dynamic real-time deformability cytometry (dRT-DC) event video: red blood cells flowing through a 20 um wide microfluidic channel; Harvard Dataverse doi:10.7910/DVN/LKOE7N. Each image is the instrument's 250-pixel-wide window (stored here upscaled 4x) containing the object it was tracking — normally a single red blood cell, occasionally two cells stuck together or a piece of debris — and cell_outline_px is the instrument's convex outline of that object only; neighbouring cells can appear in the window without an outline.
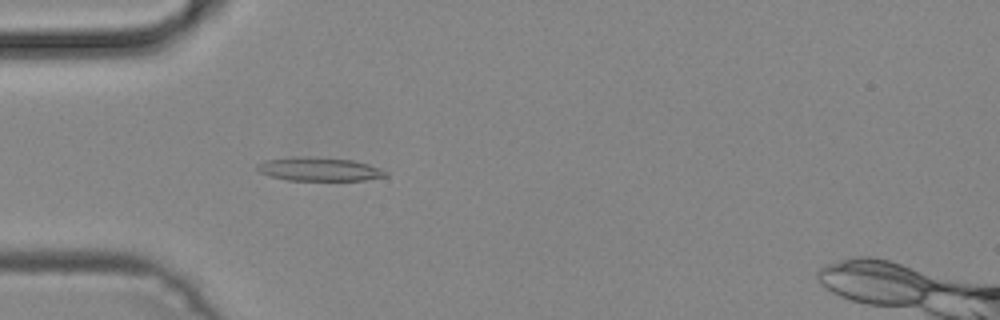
{"species": "common noctule bat (a hibernating species)", "species_latin": "Nyctalus noctula", "temperature_condition": "cold", "stored_images_in_passage": 48, "camera_frame_rate_fps": 3000, "um_per_image_px": 0.085, "animal": {"sex": "male", "body_mass_g": 19.2, "forearm_length_mm": 51.8}, "frame": {"image": 1, "passage_image": 14, "time_ms": 4.333, "image_size_px": [1000, 320], "cell_outline_px": [[388, 176], [364, 180], [288, 180], [268, 176], [260, 172], [256, 168], [256, 164], [264, 160], [300, 156], [352, 160], [368, 164], [380, 168], [388, 172]], "centroid_in_image_um": [27.11, 14.38], "position_along_channel_um": 57.9, "area_um2": 17.63}}
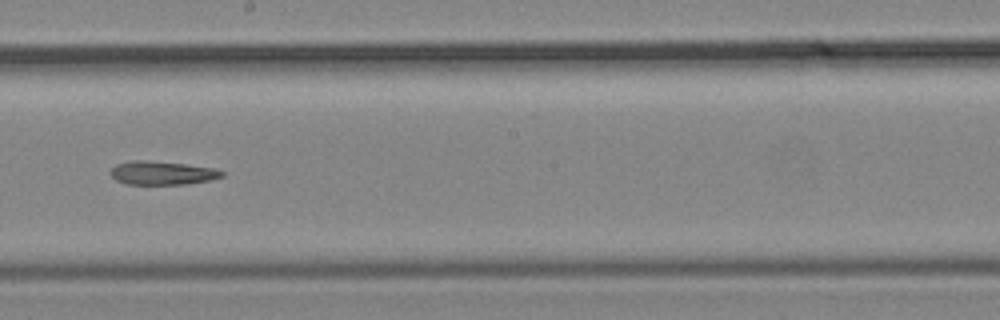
{"frame": {"image": 2, "passage_image": 27, "time_ms": 8.667, "image_size_px": [1000, 320], "cell_outline_px": [[224, 176], [212, 180], [184, 184], [128, 184], [116, 180], [108, 172], [116, 164], [132, 160], [144, 160], [184, 164], [212, 168], [224, 172]], "centroid_in_image_um": [13.76, 14.7], "position_along_channel_um": 234.4, "area_um2": 15.2}}
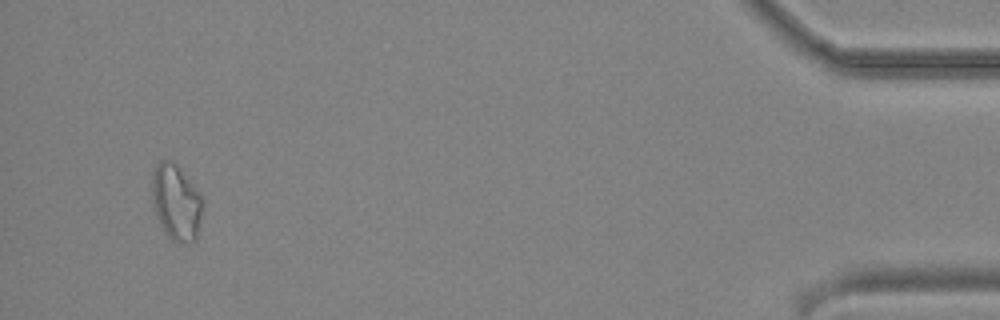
{"frame": {"image": 3, "passage_image": 46, "time_ms": 15.0, "image_size_px": [1000, 320], "cell_outline_px": [[200, 220], [196, 240], [192, 244], [172, 240], [168, 236], [156, 212], [152, 200], [152, 172], [160, 160], [172, 160], [176, 164], [200, 196]], "centroid_in_image_um": [14.94, 17.19], "position_along_channel_um": 420.3, "area_um2": 21.5}}